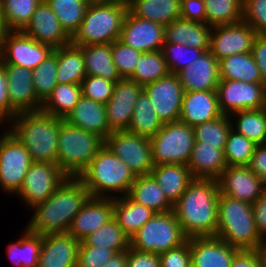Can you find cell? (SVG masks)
Instances as JSON below:
<instances>
[{
    "label": "cell",
    "instance_id": "6da1fadb",
    "mask_svg": "<svg viewBox=\"0 0 266 267\" xmlns=\"http://www.w3.org/2000/svg\"><path fill=\"white\" fill-rule=\"evenodd\" d=\"M219 193L217 180L194 178L173 205L172 211L188 239L216 236Z\"/></svg>",
    "mask_w": 266,
    "mask_h": 267
},
{
    "label": "cell",
    "instance_id": "7a4b0ae2",
    "mask_svg": "<svg viewBox=\"0 0 266 267\" xmlns=\"http://www.w3.org/2000/svg\"><path fill=\"white\" fill-rule=\"evenodd\" d=\"M91 197L78 177L68 176L45 201L31 208L26 227L37 234L67 233L72 219Z\"/></svg>",
    "mask_w": 266,
    "mask_h": 267
},
{
    "label": "cell",
    "instance_id": "3957f363",
    "mask_svg": "<svg viewBox=\"0 0 266 267\" xmlns=\"http://www.w3.org/2000/svg\"><path fill=\"white\" fill-rule=\"evenodd\" d=\"M61 119L40 111L16 114L6 129L28 150L33 162L57 164Z\"/></svg>",
    "mask_w": 266,
    "mask_h": 267
},
{
    "label": "cell",
    "instance_id": "277c9868",
    "mask_svg": "<svg viewBox=\"0 0 266 267\" xmlns=\"http://www.w3.org/2000/svg\"><path fill=\"white\" fill-rule=\"evenodd\" d=\"M136 177L105 145L78 176L92 197L101 198L128 195Z\"/></svg>",
    "mask_w": 266,
    "mask_h": 267
},
{
    "label": "cell",
    "instance_id": "5b68a950",
    "mask_svg": "<svg viewBox=\"0 0 266 267\" xmlns=\"http://www.w3.org/2000/svg\"><path fill=\"white\" fill-rule=\"evenodd\" d=\"M216 237L239 250H255L265 240L254 220L252 204L219 193Z\"/></svg>",
    "mask_w": 266,
    "mask_h": 267
},
{
    "label": "cell",
    "instance_id": "8992f818",
    "mask_svg": "<svg viewBox=\"0 0 266 267\" xmlns=\"http://www.w3.org/2000/svg\"><path fill=\"white\" fill-rule=\"evenodd\" d=\"M128 2L89 4L82 23L70 36V45L86 46L113 43L120 39Z\"/></svg>",
    "mask_w": 266,
    "mask_h": 267
},
{
    "label": "cell",
    "instance_id": "52a82bcc",
    "mask_svg": "<svg viewBox=\"0 0 266 267\" xmlns=\"http://www.w3.org/2000/svg\"><path fill=\"white\" fill-rule=\"evenodd\" d=\"M104 145L100 136L61 119L57 165L67 176L78 177Z\"/></svg>",
    "mask_w": 266,
    "mask_h": 267
},
{
    "label": "cell",
    "instance_id": "ba28073f",
    "mask_svg": "<svg viewBox=\"0 0 266 267\" xmlns=\"http://www.w3.org/2000/svg\"><path fill=\"white\" fill-rule=\"evenodd\" d=\"M187 240L176 216L170 211L155 213L130 238V247L138 251L161 254L180 246Z\"/></svg>",
    "mask_w": 266,
    "mask_h": 267
},
{
    "label": "cell",
    "instance_id": "9c48e42d",
    "mask_svg": "<svg viewBox=\"0 0 266 267\" xmlns=\"http://www.w3.org/2000/svg\"><path fill=\"white\" fill-rule=\"evenodd\" d=\"M149 139L153 165L188 164L195 143L193 127L181 121L165 123Z\"/></svg>",
    "mask_w": 266,
    "mask_h": 267
},
{
    "label": "cell",
    "instance_id": "30bf717a",
    "mask_svg": "<svg viewBox=\"0 0 266 267\" xmlns=\"http://www.w3.org/2000/svg\"><path fill=\"white\" fill-rule=\"evenodd\" d=\"M4 128L0 135V189L14 196L20 190L33 160L24 145Z\"/></svg>",
    "mask_w": 266,
    "mask_h": 267
},
{
    "label": "cell",
    "instance_id": "8fae6325",
    "mask_svg": "<svg viewBox=\"0 0 266 267\" xmlns=\"http://www.w3.org/2000/svg\"><path fill=\"white\" fill-rule=\"evenodd\" d=\"M105 146L136 176L150 175L153 168L150 139L127 130L112 131L105 139Z\"/></svg>",
    "mask_w": 266,
    "mask_h": 267
},
{
    "label": "cell",
    "instance_id": "7c38bea8",
    "mask_svg": "<svg viewBox=\"0 0 266 267\" xmlns=\"http://www.w3.org/2000/svg\"><path fill=\"white\" fill-rule=\"evenodd\" d=\"M54 49L37 42L22 31H6L0 41V61L3 64L34 70Z\"/></svg>",
    "mask_w": 266,
    "mask_h": 267
},
{
    "label": "cell",
    "instance_id": "4fadbf2b",
    "mask_svg": "<svg viewBox=\"0 0 266 267\" xmlns=\"http://www.w3.org/2000/svg\"><path fill=\"white\" fill-rule=\"evenodd\" d=\"M67 177L57 164L33 162L15 195L31 209L52 195Z\"/></svg>",
    "mask_w": 266,
    "mask_h": 267
},
{
    "label": "cell",
    "instance_id": "5bb4252c",
    "mask_svg": "<svg viewBox=\"0 0 266 267\" xmlns=\"http://www.w3.org/2000/svg\"><path fill=\"white\" fill-rule=\"evenodd\" d=\"M219 108L223 115L262 109L266 104V84L220 79L216 89Z\"/></svg>",
    "mask_w": 266,
    "mask_h": 267
},
{
    "label": "cell",
    "instance_id": "9a60e30c",
    "mask_svg": "<svg viewBox=\"0 0 266 267\" xmlns=\"http://www.w3.org/2000/svg\"><path fill=\"white\" fill-rule=\"evenodd\" d=\"M257 35L243 20L214 26L210 33V51L218 61L235 54L250 53Z\"/></svg>",
    "mask_w": 266,
    "mask_h": 267
},
{
    "label": "cell",
    "instance_id": "2e32d148",
    "mask_svg": "<svg viewBox=\"0 0 266 267\" xmlns=\"http://www.w3.org/2000/svg\"><path fill=\"white\" fill-rule=\"evenodd\" d=\"M163 124L180 119L184 89L177 74L169 73L143 87Z\"/></svg>",
    "mask_w": 266,
    "mask_h": 267
},
{
    "label": "cell",
    "instance_id": "e0dca14e",
    "mask_svg": "<svg viewBox=\"0 0 266 267\" xmlns=\"http://www.w3.org/2000/svg\"><path fill=\"white\" fill-rule=\"evenodd\" d=\"M4 66L8 82L10 121L18 113L40 111L42 102L35 94L32 70L9 64Z\"/></svg>",
    "mask_w": 266,
    "mask_h": 267
},
{
    "label": "cell",
    "instance_id": "ac0fdd59",
    "mask_svg": "<svg viewBox=\"0 0 266 267\" xmlns=\"http://www.w3.org/2000/svg\"><path fill=\"white\" fill-rule=\"evenodd\" d=\"M143 91V86L128 78L116 82L113 94L105 104L107 122L112 131L129 128L134 107Z\"/></svg>",
    "mask_w": 266,
    "mask_h": 267
},
{
    "label": "cell",
    "instance_id": "d6986e66",
    "mask_svg": "<svg viewBox=\"0 0 266 267\" xmlns=\"http://www.w3.org/2000/svg\"><path fill=\"white\" fill-rule=\"evenodd\" d=\"M217 182L220 194L250 204L266 191L262 180L248 166H227Z\"/></svg>",
    "mask_w": 266,
    "mask_h": 267
},
{
    "label": "cell",
    "instance_id": "ffe728a7",
    "mask_svg": "<svg viewBox=\"0 0 266 267\" xmlns=\"http://www.w3.org/2000/svg\"><path fill=\"white\" fill-rule=\"evenodd\" d=\"M165 26L134 16L128 11L120 41L141 53L162 50Z\"/></svg>",
    "mask_w": 266,
    "mask_h": 267
},
{
    "label": "cell",
    "instance_id": "44dd1931",
    "mask_svg": "<svg viewBox=\"0 0 266 267\" xmlns=\"http://www.w3.org/2000/svg\"><path fill=\"white\" fill-rule=\"evenodd\" d=\"M22 32L53 49L66 46L70 42V36L65 32L45 0H41L37 5L33 16Z\"/></svg>",
    "mask_w": 266,
    "mask_h": 267
},
{
    "label": "cell",
    "instance_id": "7402d4cb",
    "mask_svg": "<svg viewBox=\"0 0 266 267\" xmlns=\"http://www.w3.org/2000/svg\"><path fill=\"white\" fill-rule=\"evenodd\" d=\"M113 219V198L90 197L75 215L67 233L82 241Z\"/></svg>",
    "mask_w": 266,
    "mask_h": 267
},
{
    "label": "cell",
    "instance_id": "603a6c76",
    "mask_svg": "<svg viewBox=\"0 0 266 267\" xmlns=\"http://www.w3.org/2000/svg\"><path fill=\"white\" fill-rule=\"evenodd\" d=\"M177 75L184 91L216 90L220 81L219 61L208 50Z\"/></svg>",
    "mask_w": 266,
    "mask_h": 267
},
{
    "label": "cell",
    "instance_id": "cb8c5ba5",
    "mask_svg": "<svg viewBox=\"0 0 266 267\" xmlns=\"http://www.w3.org/2000/svg\"><path fill=\"white\" fill-rule=\"evenodd\" d=\"M238 250L216 236L190 238L192 267H231Z\"/></svg>",
    "mask_w": 266,
    "mask_h": 267
},
{
    "label": "cell",
    "instance_id": "d4e9b609",
    "mask_svg": "<svg viewBox=\"0 0 266 267\" xmlns=\"http://www.w3.org/2000/svg\"><path fill=\"white\" fill-rule=\"evenodd\" d=\"M80 244L69 233L43 235L38 267H77Z\"/></svg>",
    "mask_w": 266,
    "mask_h": 267
},
{
    "label": "cell",
    "instance_id": "484cf974",
    "mask_svg": "<svg viewBox=\"0 0 266 267\" xmlns=\"http://www.w3.org/2000/svg\"><path fill=\"white\" fill-rule=\"evenodd\" d=\"M221 115L216 90L184 91L179 121L194 127Z\"/></svg>",
    "mask_w": 266,
    "mask_h": 267
},
{
    "label": "cell",
    "instance_id": "4316f807",
    "mask_svg": "<svg viewBox=\"0 0 266 267\" xmlns=\"http://www.w3.org/2000/svg\"><path fill=\"white\" fill-rule=\"evenodd\" d=\"M67 123L92 132L104 140L112 132L107 122L105 104L81 96L78 103L63 119Z\"/></svg>",
    "mask_w": 266,
    "mask_h": 267
},
{
    "label": "cell",
    "instance_id": "83f0119b",
    "mask_svg": "<svg viewBox=\"0 0 266 267\" xmlns=\"http://www.w3.org/2000/svg\"><path fill=\"white\" fill-rule=\"evenodd\" d=\"M211 29L206 23L179 18L165 25L164 42L181 43L206 52L210 50Z\"/></svg>",
    "mask_w": 266,
    "mask_h": 267
},
{
    "label": "cell",
    "instance_id": "f1b7e54d",
    "mask_svg": "<svg viewBox=\"0 0 266 267\" xmlns=\"http://www.w3.org/2000/svg\"><path fill=\"white\" fill-rule=\"evenodd\" d=\"M223 150L214 145L195 142L187 164L193 178L217 180L227 167Z\"/></svg>",
    "mask_w": 266,
    "mask_h": 267
},
{
    "label": "cell",
    "instance_id": "f546056e",
    "mask_svg": "<svg viewBox=\"0 0 266 267\" xmlns=\"http://www.w3.org/2000/svg\"><path fill=\"white\" fill-rule=\"evenodd\" d=\"M150 175L173 205L181 198L194 179L189 167L182 164L154 165Z\"/></svg>",
    "mask_w": 266,
    "mask_h": 267
},
{
    "label": "cell",
    "instance_id": "4dcf8cb0",
    "mask_svg": "<svg viewBox=\"0 0 266 267\" xmlns=\"http://www.w3.org/2000/svg\"><path fill=\"white\" fill-rule=\"evenodd\" d=\"M156 212L133 201L128 195L113 198V218L131 238Z\"/></svg>",
    "mask_w": 266,
    "mask_h": 267
},
{
    "label": "cell",
    "instance_id": "1f68e13d",
    "mask_svg": "<svg viewBox=\"0 0 266 267\" xmlns=\"http://www.w3.org/2000/svg\"><path fill=\"white\" fill-rule=\"evenodd\" d=\"M129 11L136 17L161 25L181 18V0H127Z\"/></svg>",
    "mask_w": 266,
    "mask_h": 267
},
{
    "label": "cell",
    "instance_id": "d6a6232c",
    "mask_svg": "<svg viewBox=\"0 0 266 267\" xmlns=\"http://www.w3.org/2000/svg\"><path fill=\"white\" fill-rule=\"evenodd\" d=\"M128 196L136 203L146 206L156 213L173 210V204L151 175L137 176Z\"/></svg>",
    "mask_w": 266,
    "mask_h": 267
},
{
    "label": "cell",
    "instance_id": "836d02e7",
    "mask_svg": "<svg viewBox=\"0 0 266 267\" xmlns=\"http://www.w3.org/2000/svg\"><path fill=\"white\" fill-rule=\"evenodd\" d=\"M58 84H81L87 76L83 46L66 45L57 48Z\"/></svg>",
    "mask_w": 266,
    "mask_h": 267
},
{
    "label": "cell",
    "instance_id": "e575fe53",
    "mask_svg": "<svg viewBox=\"0 0 266 267\" xmlns=\"http://www.w3.org/2000/svg\"><path fill=\"white\" fill-rule=\"evenodd\" d=\"M87 75L117 82L121 76L112 59V43L83 46Z\"/></svg>",
    "mask_w": 266,
    "mask_h": 267
},
{
    "label": "cell",
    "instance_id": "d590c367",
    "mask_svg": "<svg viewBox=\"0 0 266 267\" xmlns=\"http://www.w3.org/2000/svg\"><path fill=\"white\" fill-rule=\"evenodd\" d=\"M22 232L21 238L8 244V258L16 267H38L43 235L34 233L27 227Z\"/></svg>",
    "mask_w": 266,
    "mask_h": 267
},
{
    "label": "cell",
    "instance_id": "8d00e7d4",
    "mask_svg": "<svg viewBox=\"0 0 266 267\" xmlns=\"http://www.w3.org/2000/svg\"><path fill=\"white\" fill-rule=\"evenodd\" d=\"M219 77L248 83H264L251 52L235 54L220 60Z\"/></svg>",
    "mask_w": 266,
    "mask_h": 267
},
{
    "label": "cell",
    "instance_id": "74e56055",
    "mask_svg": "<svg viewBox=\"0 0 266 267\" xmlns=\"http://www.w3.org/2000/svg\"><path fill=\"white\" fill-rule=\"evenodd\" d=\"M232 129L252 140L266 144V115L264 108L237 111L229 115Z\"/></svg>",
    "mask_w": 266,
    "mask_h": 267
},
{
    "label": "cell",
    "instance_id": "f35d334b",
    "mask_svg": "<svg viewBox=\"0 0 266 267\" xmlns=\"http://www.w3.org/2000/svg\"><path fill=\"white\" fill-rule=\"evenodd\" d=\"M162 126L163 123L158 118L149 96L143 90L134 107L132 120L127 131L151 138Z\"/></svg>",
    "mask_w": 266,
    "mask_h": 267
},
{
    "label": "cell",
    "instance_id": "ab89813d",
    "mask_svg": "<svg viewBox=\"0 0 266 267\" xmlns=\"http://www.w3.org/2000/svg\"><path fill=\"white\" fill-rule=\"evenodd\" d=\"M81 96L80 84H57L42 103L41 111L64 119L78 103Z\"/></svg>",
    "mask_w": 266,
    "mask_h": 267
},
{
    "label": "cell",
    "instance_id": "60d3db41",
    "mask_svg": "<svg viewBox=\"0 0 266 267\" xmlns=\"http://www.w3.org/2000/svg\"><path fill=\"white\" fill-rule=\"evenodd\" d=\"M80 246H96L114 250L116 253L127 251L130 238L113 218L81 241Z\"/></svg>",
    "mask_w": 266,
    "mask_h": 267
},
{
    "label": "cell",
    "instance_id": "b9f144b4",
    "mask_svg": "<svg viewBox=\"0 0 266 267\" xmlns=\"http://www.w3.org/2000/svg\"><path fill=\"white\" fill-rule=\"evenodd\" d=\"M169 73L162 50L145 52L141 54L133 75L129 79L144 87L166 77Z\"/></svg>",
    "mask_w": 266,
    "mask_h": 267
},
{
    "label": "cell",
    "instance_id": "7bdbcfd3",
    "mask_svg": "<svg viewBox=\"0 0 266 267\" xmlns=\"http://www.w3.org/2000/svg\"><path fill=\"white\" fill-rule=\"evenodd\" d=\"M206 24L211 27L234 24L243 18V0H203Z\"/></svg>",
    "mask_w": 266,
    "mask_h": 267
},
{
    "label": "cell",
    "instance_id": "ee69618b",
    "mask_svg": "<svg viewBox=\"0 0 266 267\" xmlns=\"http://www.w3.org/2000/svg\"><path fill=\"white\" fill-rule=\"evenodd\" d=\"M65 32L71 36L82 23L89 4L86 0H45Z\"/></svg>",
    "mask_w": 266,
    "mask_h": 267
},
{
    "label": "cell",
    "instance_id": "f6af8a7d",
    "mask_svg": "<svg viewBox=\"0 0 266 267\" xmlns=\"http://www.w3.org/2000/svg\"><path fill=\"white\" fill-rule=\"evenodd\" d=\"M41 0H2V15L7 31H22Z\"/></svg>",
    "mask_w": 266,
    "mask_h": 267
},
{
    "label": "cell",
    "instance_id": "bcb514c9",
    "mask_svg": "<svg viewBox=\"0 0 266 267\" xmlns=\"http://www.w3.org/2000/svg\"><path fill=\"white\" fill-rule=\"evenodd\" d=\"M193 129L195 142L224 149L232 124L229 115L222 114L216 119L194 126Z\"/></svg>",
    "mask_w": 266,
    "mask_h": 267
},
{
    "label": "cell",
    "instance_id": "7dc6e473",
    "mask_svg": "<svg viewBox=\"0 0 266 267\" xmlns=\"http://www.w3.org/2000/svg\"><path fill=\"white\" fill-rule=\"evenodd\" d=\"M57 69V49H54L42 63L32 70L35 94L42 103L58 84Z\"/></svg>",
    "mask_w": 266,
    "mask_h": 267
},
{
    "label": "cell",
    "instance_id": "c3c4849f",
    "mask_svg": "<svg viewBox=\"0 0 266 267\" xmlns=\"http://www.w3.org/2000/svg\"><path fill=\"white\" fill-rule=\"evenodd\" d=\"M256 145L252 140L231 129L223 150L227 166H248Z\"/></svg>",
    "mask_w": 266,
    "mask_h": 267
},
{
    "label": "cell",
    "instance_id": "681fc988",
    "mask_svg": "<svg viewBox=\"0 0 266 267\" xmlns=\"http://www.w3.org/2000/svg\"><path fill=\"white\" fill-rule=\"evenodd\" d=\"M162 53L169 72L177 74L197 59L203 51L197 48L185 46L181 43L164 42Z\"/></svg>",
    "mask_w": 266,
    "mask_h": 267
},
{
    "label": "cell",
    "instance_id": "f907efd6",
    "mask_svg": "<svg viewBox=\"0 0 266 267\" xmlns=\"http://www.w3.org/2000/svg\"><path fill=\"white\" fill-rule=\"evenodd\" d=\"M141 52L125 45L120 40L112 43V59L121 78H130L133 75Z\"/></svg>",
    "mask_w": 266,
    "mask_h": 267
},
{
    "label": "cell",
    "instance_id": "816d5d0a",
    "mask_svg": "<svg viewBox=\"0 0 266 267\" xmlns=\"http://www.w3.org/2000/svg\"><path fill=\"white\" fill-rule=\"evenodd\" d=\"M80 85L82 96L106 104L113 94L116 83L102 77L87 75Z\"/></svg>",
    "mask_w": 266,
    "mask_h": 267
},
{
    "label": "cell",
    "instance_id": "f5cc1de1",
    "mask_svg": "<svg viewBox=\"0 0 266 267\" xmlns=\"http://www.w3.org/2000/svg\"><path fill=\"white\" fill-rule=\"evenodd\" d=\"M242 20L257 34H266V0H243Z\"/></svg>",
    "mask_w": 266,
    "mask_h": 267
},
{
    "label": "cell",
    "instance_id": "db71d44e",
    "mask_svg": "<svg viewBox=\"0 0 266 267\" xmlns=\"http://www.w3.org/2000/svg\"><path fill=\"white\" fill-rule=\"evenodd\" d=\"M116 254L114 250L96 246H80L77 267H102Z\"/></svg>",
    "mask_w": 266,
    "mask_h": 267
},
{
    "label": "cell",
    "instance_id": "11a10c76",
    "mask_svg": "<svg viewBox=\"0 0 266 267\" xmlns=\"http://www.w3.org/2000/svg\"><path fill=\"white\" fill-rule=\"evenodd\" d=\"M160 267H192L190 238L180 246L159 254Z\"/></svg>",
    "mask_w": 266,
    "mask_h": 267
},
{
    "label": "cell",
    "instance_id": "9f6ffc18",
    "mask_svg": "<svg viewBox=\"0 0 266 267\" xmlns=\"http://www.w3.org/2000/svg\"><path fill=\"white\" fill-rule=\"evenodd\" d=\"M127 267H160L159 254L138 251L129 247L127 250Z\"/></svg>",
    "mask_w": 266,
    "mask_h": 267
},
{
    "label": "cell",
    "instance_id": "6f0895ef",
    "mask_svg": "<svg viewBox=\"0 0 266 267\" xmlns=\"http://www.w3.org/2000/svg\"><path fill=\"white\" fill-rule=\"evenodd\" d=\"M181 18L206 23L205 2L203 0H181Z\"/></svg>",
    "mask_w": 266,
    "mask_h": 267
},
{
    "label": "cell",
    "instance_id": "680465c9",
    "mask_svg": "<svg viewBox=\"0 0 266 267\" xmlns=\"http://www.w3.org/2000/svg\"><path fill=\"white\" fill-rule=\"evenodd\" d=\"M251 54L259 68L262 81L266 84V34H258L255 37Z\"/></svg>",
    "mask_w": 266,
    "mask_h": 267
},
{
    "label": "cell",
    "instance_id": "91938a15",
    "mask_svg": "<svg viewBox=\"0 0 266 267\" xmlns=\"http://www.w3.org/2000/svg\"><path fill=\"white\" fill-rule=\"evenodd\" d=\"M0 120L6 125L10 122V101L8 98L7 73L0 61Z\"/></svg>",
    "mask_w": 266,
    "mask_h": 267
},
{
    "label": "cell",
    "instance_id": "94428289",
    "mask_svg": "<svg viewBox=\"0 0 266 267\" xmlns=\"http://www.w3.org/2000/svg\"><path fill=\"white\" fill-rule=\"evenodd\" d=\"M248 168L251 169L266 186V144L255 146Z\"/></svg>",
    "mask_w": 266,
    "mask_h": 267
},
{
    "label": "cell",
    "instance_id": "6125c7cd",
    "mask_svg": "<svg viewBox=\"0 0 266 267\" xmlns=\"http://www.w3.org/2000/svg\"><path fill=\"white\" fill-rule=\"evenodd\" d=\"M252 208L257 230L266 241V191L252 204Z\"/></svg>",
    "mask_w": 266,
    "mask_h": 267
},
{
    "label": "cell",
    "instance_id": "be15d7a7",
    "mask_svg": "<svg viewBox=\"0 0 266 267\" xmlns=\"http://www.w3.org/2000/svg\"><path fill=\"white\" fill-rule=\"evenodd\" d=\"M231 267H261L255 250H238Z\"/></svg>",
    "mask_w": 266,
    "mask_h": 267
},
{
    "label": "cell",
    "instance_id": "e7e4bbea",
    "mask_svg": "<svg viewBox=\"0 0 266 267\" xmlns=\"http://www.w3.org/2000/svg\"><path fill=\"white\" fill-rule=\"evenodd\" d=\"M102 267H127V251L116 253L111 260Z\"/></svg>",
    "mask_w": 266,
    "mask_h": 267
},
{
    "label": "cell",
    "instance_id": "03108f58",
    "mask_svg": "<svg viewBox=\"0 0 266 267\" xmlns=\"http://www.w3.org/2000/svg\"><path fill=\"white\" fill-rule=\"evenodd\" d=\"M256 254L261 267H266V241L261 243L256 249Z\"/></svg>",
    "mask_w": 266,
    "mask_h": 267
},
{
    "label": "cell",
    "instance_id": "003e7915",
    "mask_svg": "<svg viewBox=\"0 0 266 267\" xmlns=\"http://www.w3.org/2000/svg\"><path fill=\"white\" fill-rule=\"evenodd\" d=\"M6 31L7 29L5 28V23H4L3 15H2V0H0V41Z\"/></svg>",
    "mask_w": 266,
    "mask_h": 267
},
{
    "label": "cell",
    "instance_id": "a7ac6f4b",
    "mask_svg": "<svg viewBox=\"0 0 266 267\" xmlns=\"http://www.w3.org/2000/svg\"><path fill=\"white\" fill-rule=\"evenodd\" d=\"M88 4H108L127 0H86Z\"/></svg>",
    "mask_w": 266,
    "mask_h": 267
},
{
    "label": "cell",
    "instance_id": "89a4df30",
    "mask_svg": "<svg viewBox=\"0 0 266 267\" xmlns=\"http://www.w3.org/2000/svg\"><path fill=\"white\" fill-rule=\"evenodd\" d=\"M263 108H264V112H265V115H266V104H265V106Z\"/></svg>",
    "mask_w": 266,
    "mask_h": 267
}]
</instances>
